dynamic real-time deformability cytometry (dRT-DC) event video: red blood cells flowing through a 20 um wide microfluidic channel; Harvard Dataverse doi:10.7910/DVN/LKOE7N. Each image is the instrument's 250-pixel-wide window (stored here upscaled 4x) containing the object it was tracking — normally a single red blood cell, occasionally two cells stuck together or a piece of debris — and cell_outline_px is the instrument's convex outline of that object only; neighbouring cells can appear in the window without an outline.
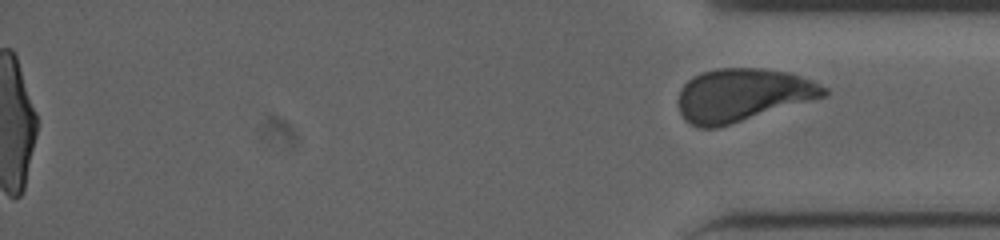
{"species": "human", "species_latin": "Homo sapiens", "temperature_condition": "cold", "stored_images_in_passage": 53, "segment_of_instrument_passage": [2, 2], "camera_frame_rate_fps": 3000, "um_per_image_px": 0.085, "donor": {"sex": "male"}, "frame": {"image": 1, "passage_image": 53, "time_ms": 17.333, "image_size_px": [1000, 240], "cell_outline_px": [[828, 92], [824, 96], [716, 128], [700, 128], [684, 120], [680, 112], [680, 88], [692, 76], [700, 72], [716, 68], [764, 68], [792, 72], [812, 80], [828, 88]], "centroid_in_image_um": [63.11, 8.04], "position_along_channel_um": 372.1, "area_um2": 44.68}}